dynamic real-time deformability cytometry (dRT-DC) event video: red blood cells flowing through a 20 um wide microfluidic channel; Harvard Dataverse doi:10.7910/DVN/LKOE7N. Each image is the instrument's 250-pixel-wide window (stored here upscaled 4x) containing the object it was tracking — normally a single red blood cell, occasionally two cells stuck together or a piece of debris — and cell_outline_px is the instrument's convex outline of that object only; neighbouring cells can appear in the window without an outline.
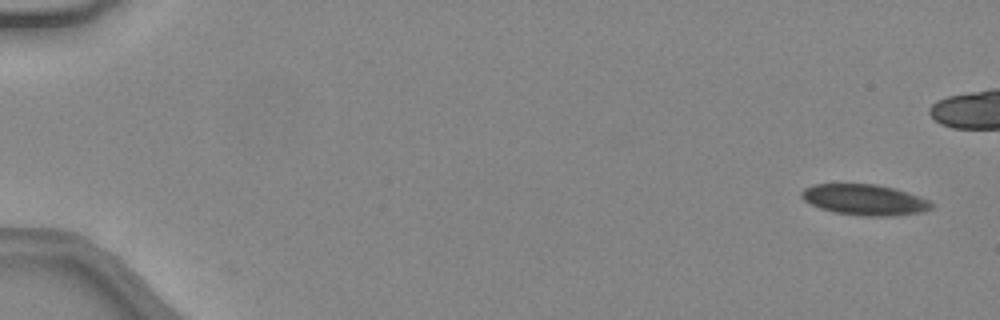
{"species": "common noctule bat (a hibernating species)", "species_latin": "Nyctalus noctula", "temperature_condition": "warm", "stored_images_in_passage": 48, "camera_frame_rate_fps": 3000, "um_per_image_px": 0.085, "animal": {"sex": "female", "body_mass_g": 24.6, "forearm_length_mm": 56.2}, "frame": {"image": 1, "passage_image": 1, "time_ms": 0.0, "image_size_px": [1000, 320], "cell_outline_px": [[932, 208], [924, 212], [896, 216], [860, 216], [832, 212], [820, 208], [804, 200], [800, 196], [800, 192], [804, 188], [812, 184], [876, 184], [896, 188], [908, 192], [928, 200], [932, 204]], "centroid_in_image_um": [73.49, 16.98], "position_along_channel_um": 11.5, "area_um2": 23.58}}
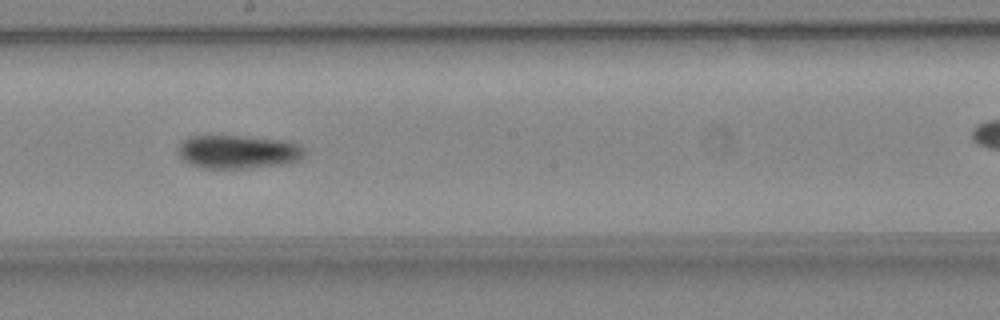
{"frame": {"image": 2, "passage_image": 27, "time_ms": 8.667, "image_size_px": [1000, 320], "cell_outline_px": [[304, 156], [300, 160], [288, 164], [248, 168], [204, 168], [192, 164], [184, 160], [176, 152], [180, 144], [188, 136], [248, 136], [288, 140], [300, 144], [304, 148]], "centroid_in_image_um": [20.3, 12.9], "position_along_channel_um": 227.9, "area_um2": 25.03}}
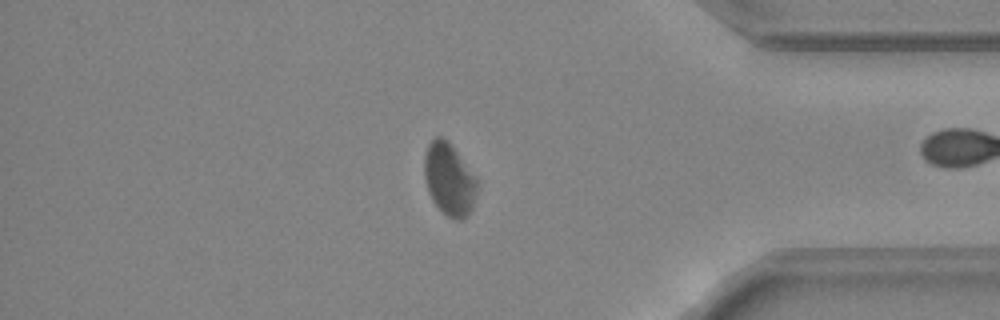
{"frame": {"image": 3, "passage_image": 40, "time_ms": 13.0, "image_size_px": [1000, 320], "cell_outline_px": [[480, 184], [472, 208], [460, 220], [456, 220], [448, 216], [432, 200], [428, 192], [424, 176], [424, 156], [428, 144], [436, 136], [440, 136], [448, 140], [452, 144], [480, 180]], "centroid_in_image_um": [38.21, 15.2], "position_along_channel_um": 397.0, "area_um2": 22.66}, "authors_computed_cell_mechanics": {"area_um2": 23.8425, "velocity_mm_per_s": 4.4196, "shape_relaxation_time_tau1_ms": 4.0094, "shape_relaxation_time_tau2_ms": null, "deformation_change_tau1": 0.0909, "deformation_change_tau2": null}}